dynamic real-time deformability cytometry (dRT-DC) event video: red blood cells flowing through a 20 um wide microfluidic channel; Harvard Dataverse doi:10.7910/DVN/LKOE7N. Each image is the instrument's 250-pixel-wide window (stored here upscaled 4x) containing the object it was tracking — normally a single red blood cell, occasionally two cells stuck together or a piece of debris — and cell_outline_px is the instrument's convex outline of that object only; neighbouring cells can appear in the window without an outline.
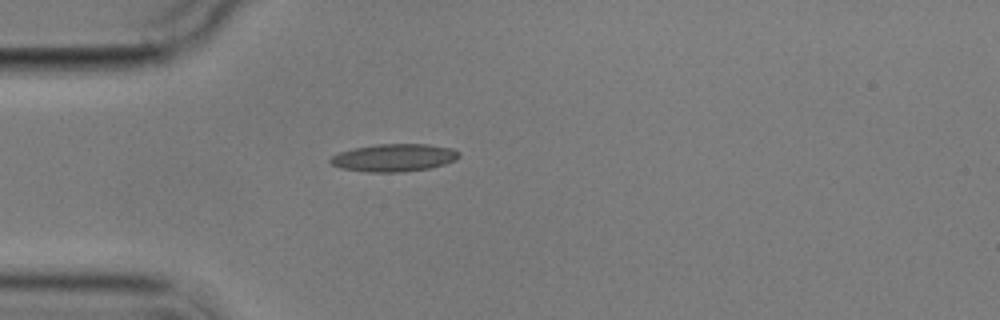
{"species": "common noctule bat (a hibernating species)", "species_latin": "Nyctalus noctula", "temperature_condition": "cold", "stored_images_in_passage": 1, "camera_frame_rate_fps": 3000, "um_per_image_px": 0.085, "animal": {"sex": "male", "body_mass_g": 17.9}, "frame": {"image": 1, "passage_image": 1, "time_ms": 0.0, "image_size_px": [1000, 320], "cell_outline_px": [[460, 156], [456, 160], [432, 168], [404, 172], [368, 172], [340, 168], [332, 164], [328, 160], [332, 156], [340, 152], [352, 148], [376, 144], [428, 144], [452, 148], [460, 152]], "centroid_in_image_um": [33.51, 13.4], "position_along_channel_um": 51.5, "area_um2": 20.92}}